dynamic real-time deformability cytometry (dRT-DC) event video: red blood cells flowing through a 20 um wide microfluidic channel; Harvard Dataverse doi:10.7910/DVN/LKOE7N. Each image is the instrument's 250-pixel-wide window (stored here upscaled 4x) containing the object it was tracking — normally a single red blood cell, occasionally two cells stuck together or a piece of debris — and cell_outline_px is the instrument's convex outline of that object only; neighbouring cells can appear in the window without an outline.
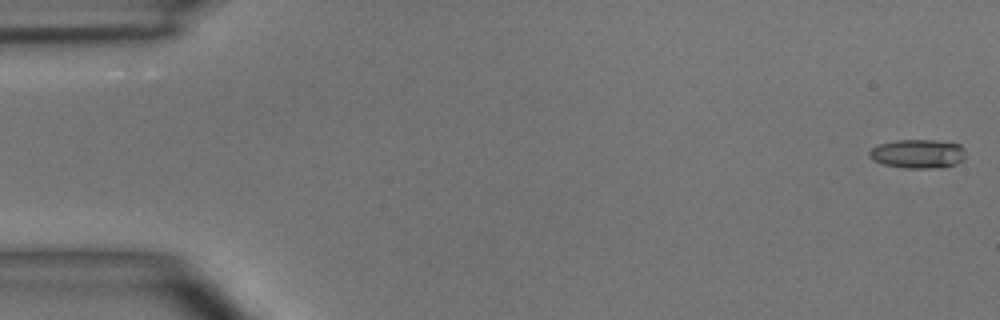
{"species": "common noctule bat (a hibernating species)", "species_latin": "Nyctalus noctula", "temperature_condition": "room temperature", "stored_images_in_passage": 54, "camera_frame_rate_fps": 3000, "um_per_image_px": 0.085, "animal": {"sex": "male", "body_mass_g": 15.6}, "frame": {"image": 1, "passage_image": 1, "time_ms": 0.0, "image_size_px": [1000, 320], "cell_outline_px": [[964, 160], [956, 164], [944, 168], [904, 168], [884, 164], [872, 160], [868, 156], [868, 152], [872, 148], [880, 144], [896, 140], [936, 140], [960, 144], [964, 148]], "centroid_in_image_um": [78.03, 13.08], "position_along_channel_um": 7.0, "area_um2": 16.42}}
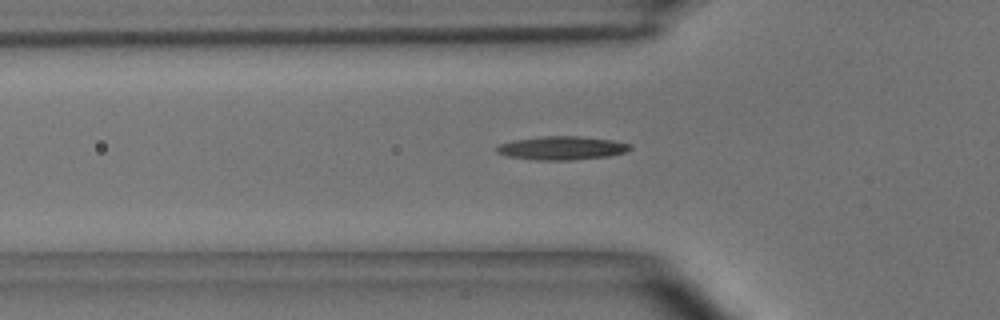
{"frame": {"image": 2, "passage_image": 18, "time_ms": 5.667, "image_size_px": [1000, 320], "cell_outline_px": [[632, 148], [628, 152], [608, 156], [572, 160], [536, 160], [508, 156], [496, 152], [496, 148], [500, 144], [512, 140], [544, 136], [580, 136], [612, 140], [632, 144]], "centroid_in_image_um": [47.79, 12.58], "position_along_channel_um": 78.0, "area_um2": 18.38}}
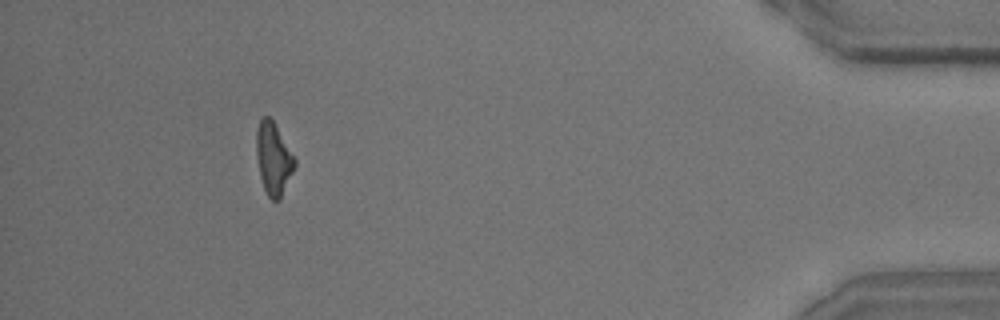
{"frame": {"image": 3, "passage_image": 50, "time_ms": 16.333, "image_size_px": [1000, 320], "cell_outline_px": [[296, 168], [280, 200], [272, 200], [268, 196], [264, 188], [260, 176], [256, 156], [256, 128], [260, 120], [264, 116], [268, 116], [272, 120], [296, 160]], "centroid_in_image_um": [23.24, 13.52], "position_along_channel_um": 412.0, "area_um2": 16.13}, "authors_computed_cell_mechanics": {"area_um2": 16.5886, "velocity_mm_per_s": 3.6954, "shape_relaxation_time_tau1_ms": null, "shape_relaxation_time_tau2_ms": 4.5893, "deformation_change_tau1": null, "deformation_change_tau2": 0.1698}}